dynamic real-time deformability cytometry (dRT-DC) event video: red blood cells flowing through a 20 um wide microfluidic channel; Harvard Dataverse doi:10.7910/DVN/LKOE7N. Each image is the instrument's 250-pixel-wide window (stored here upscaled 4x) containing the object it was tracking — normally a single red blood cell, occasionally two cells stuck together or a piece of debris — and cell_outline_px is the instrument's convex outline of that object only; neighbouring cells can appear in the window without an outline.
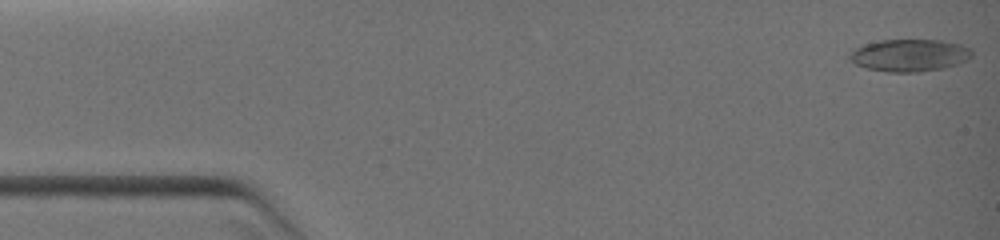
{"species": "common noctule bat (a hibernating species)", "species_latin": "Nyctalus noctula", "temperature_condition": "warm", "stored_images_in_passage": 14, "camera_frame_rate_fps": 3000, "um_per_image_px": 0.085, "animal": {"sex": "female", "body_mass_g": 19.0, "forearm_length_mm": 51.5}, "frame": {"image": 1, "passage_image": 1, "time_ms": 0.0, "image_size_px": [1000, 240], "cell_outline_px": [[972, 56], [968, 60], [956, 64], [940, 68], [916, 72], [888, 72], [868, 68], [856, 64], [848, 56], [848, 52], [864, 44], [880, 40], [944, 40], [960, 44], [972, 48]], "centroid_in_image_um": [77.32, 4.68], "position_along_channel_um": 7.7, "area_um2": 22.95}}
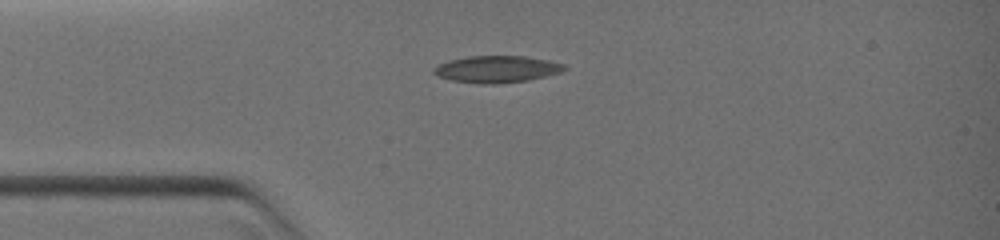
{"frame": {"image": 2, "passage_image": 11, "time_ms": 3.0, "image_size_px": [1000, 240], "cell_outline_px": [[568, 68], [560, 72], [528, 80], [500, 84], [480, 84], [452, 80], [436, 76], [432, 72], [432, 68], [448, 60], [468, 56], [524, 56], [548, 60], [564, 64]], "centroid_in_image_um": [42.19, 5.88], "position_along_channel_um": 42.8, "area_um2": 20.52}}
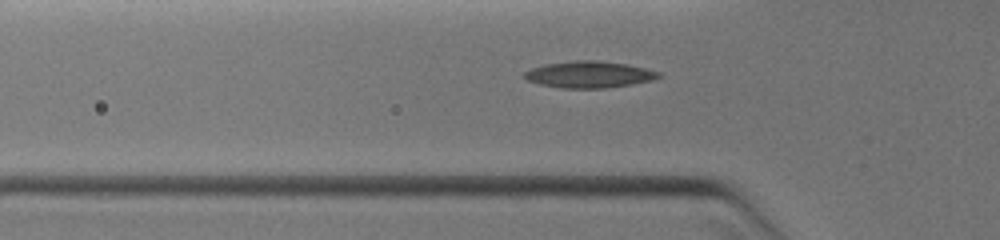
{"frame": {"image": 3, "passage_image": 14, "time_ms": 4.0, "image_size_px": [1000, 240], "cell_outline_px": [[664, 76], [652, 80], [632, 84], [604, 88], [560, 88], [540, 84], [528, 80], [520, 76], [524, 72], [532, 68], [544, 64], [576, 60], [596, 60], [628, 64], [660, 72]], "centroid_in_image_um": [50.07, 6.33], "position_along_channel_um": 75.7, "area_um2": 20.92}}